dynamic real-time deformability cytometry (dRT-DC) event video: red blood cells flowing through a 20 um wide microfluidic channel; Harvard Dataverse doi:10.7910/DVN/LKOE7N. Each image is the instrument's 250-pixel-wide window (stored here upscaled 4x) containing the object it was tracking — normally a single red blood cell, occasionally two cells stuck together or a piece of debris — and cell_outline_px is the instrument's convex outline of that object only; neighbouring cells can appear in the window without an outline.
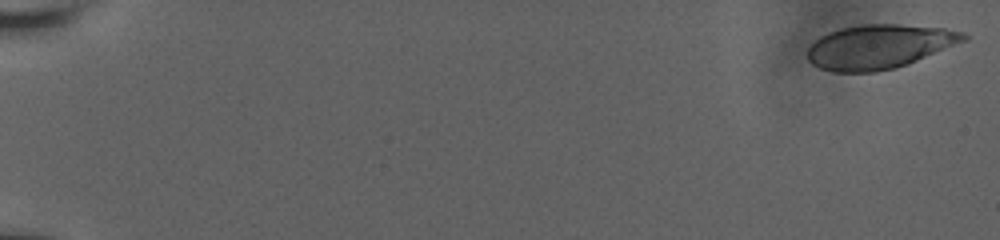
{"species": "human", "species_latin": "Homo sapiens", "temperature_condition": "room temperature", "stored_images_in_passage": 57, "camera_frame_rate_fps": 3000, "um_per_image_px": 0.085, "donor": {"sex": "male"}, "frame": {"image": 1, "passage_image": 1, "time_ms": 0.0, "image_size_px": [1000, 240], "cell_outline_px": [[968, 40], [908, 64], [896, 68], [876, 72], [832, 72], [820, 68], [812, 64], [808, 60], [808, 48], [820, 36], [828, 32], [840, 28], [864, 24], [900, 24], [944, 28], [964, 32], [968, 36]], "centroid_in_image_um": [74.75, 3.97], "position_along_channel_um": 10.2, "area_um2": 40.4}}
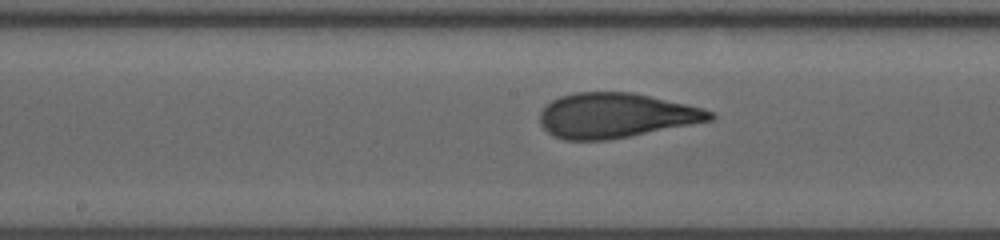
{"frame": {"image": 2, "passage_image": 32, "time_ms": 10.333, "image_size_px": [1000, 240], "cell_outline_px": [[716, 116], [712, 120], [692, 124], [608, 140], [564, 140], [552, 136], [540, 124], [540, 112], [552, 100], [560, 96], [576, 92], [632, 92], [704, 108], [712, 112]], "centroid_in_image_um": [52.32, 9.81], "position_along_channel_um": 195.9, "area_um2": 44.27}}
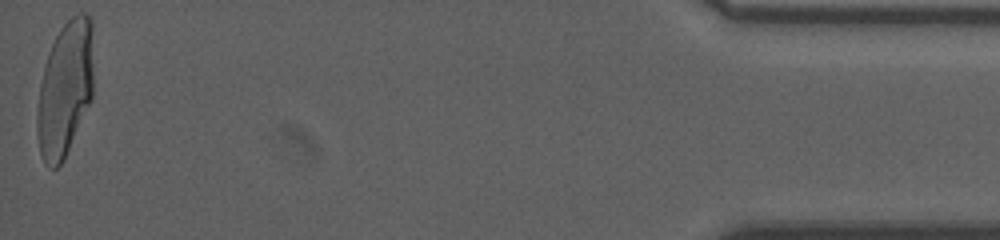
{"frame": {"image": 3, "passage_image": 57, "time_ms": 18.667, "image_size_px": [1000, 240], "cell_outline_px": [[92, 100], [64, 160], [56, 168], [52, 168], [44, 160], [40, 152], [36, 132], [36, 112], [40, 84], [44, 64], [48, 52], [60, 28], [76, 12], [84, 12], [92, 20]], "centroid_in_image_um": [5.52, 7.55], "position_along_channel_um": 429.7, "area_um2": 44.68}, "authors_computed_cell_mechanics": {"area_um2": 43.35, "velocity_mm_per_s": 3.7934, "shape_relaxation_time_tau1_ms": 6.635, "shape_relaxation_time_tau2_ms": 0.825, "deformation_change_tau1": 0.2509, "deformation_change_tau2": 0.0822}}